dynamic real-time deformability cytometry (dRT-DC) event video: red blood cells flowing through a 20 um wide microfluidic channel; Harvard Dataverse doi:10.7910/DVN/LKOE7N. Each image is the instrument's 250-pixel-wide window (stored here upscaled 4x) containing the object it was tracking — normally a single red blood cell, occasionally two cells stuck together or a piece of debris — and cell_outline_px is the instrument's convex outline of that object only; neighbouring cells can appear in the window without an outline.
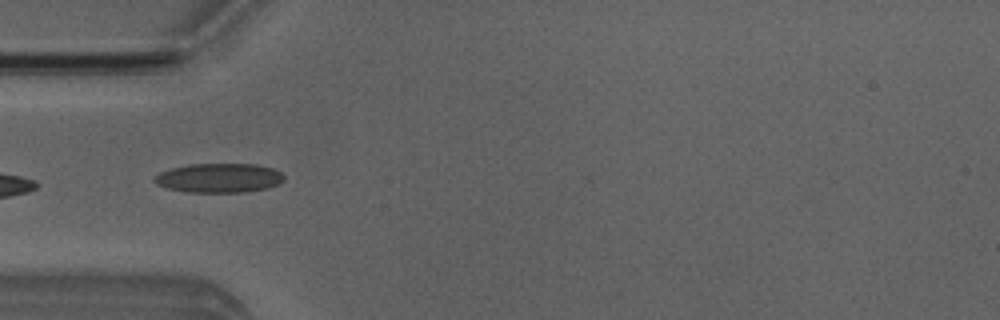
{"species": "Egyptian fruit bat (a non-hibernating species)", "species_latin": "Rousettus aegyptiacus", "temperature_condition": "room temperature", "stored_images_in_passage": 7, "camera_frame_rate_fps": 3000, "um_per_image_px": 0.085, "animal": {"sex": "male"}, "frame": {"image": 1, "passage_image": 5, "time_ms": 1.333, "image_size_px": [1000, 320], "cell_outline_px": [[284, 180], [280, 184], [268, 188], [244, 192], [188, 192], [168, 188], [156, 184], [152, 180], [160, 172], [172, 168], [188, 164], [256, 164], [272, 168], [280, 172], [284, 176]], "centroid_in_image_um": [18.64, 15.13], "position_along_channel_um": 66.4, "area_um2": 22.14}}